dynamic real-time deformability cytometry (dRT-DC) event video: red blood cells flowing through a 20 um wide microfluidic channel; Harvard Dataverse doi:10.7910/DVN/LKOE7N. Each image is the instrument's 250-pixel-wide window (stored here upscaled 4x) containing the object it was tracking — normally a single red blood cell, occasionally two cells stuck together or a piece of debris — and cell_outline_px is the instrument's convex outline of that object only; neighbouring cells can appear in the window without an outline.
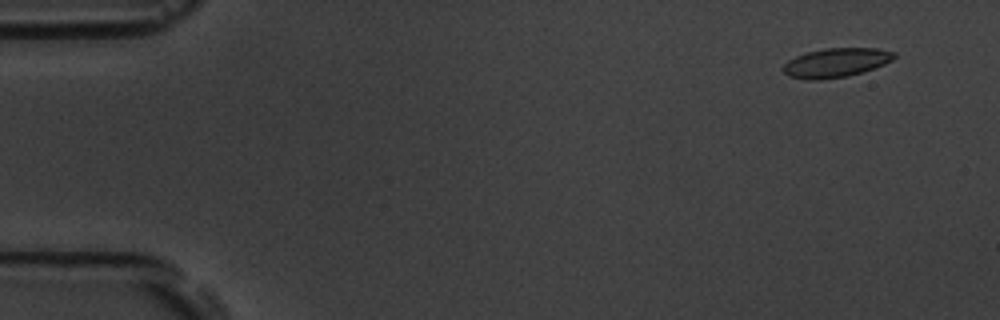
{"species": "common noctule bat (a hibernating species)", "species_latin": "Nyctalus noctula", "temperature_condition": "room temperature", "stored_images_in_passage": 51, "camera_frame_rate_fps": 3000, "um_per_image_px": 0.085, "animal": {"sex": "male", "body_mass_g": 19.5, "forearm_length_mm": 54.6}, "frame": {"image": 1, "passage_image": 1, "time_ms": 0.0, "image_size_px": [1000, 320], "cell_outline_px": [[896, 56], [892, 60], [884, 64], [848, 76], [820, 80], [804, 80], [788, 76], [780, 68], [788, 60], [796, 56], [808, 52], [824, 48], [876, 48], [896, 52]], "centroid_in_image_um": [71.02, 5.33], "position_along_channel_um": 14.0, "area_um2": 18.9}}
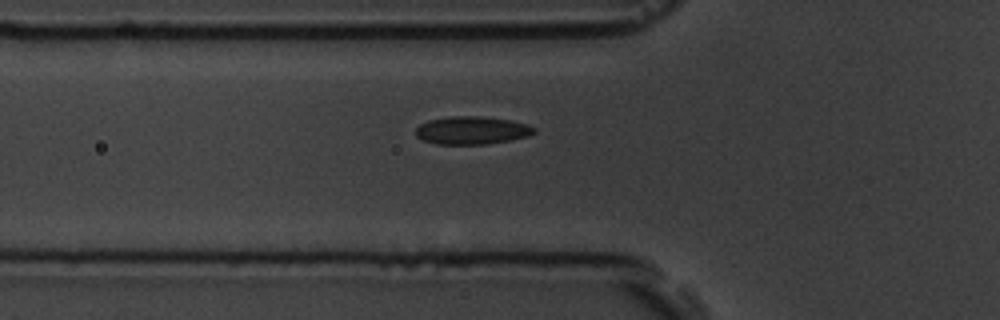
{"frame": {"image": 2, "passage_image": 16, "time_ms": 5.0, "image_size_px": [1000, 320], "cell_outline_px": [[536, 132], [528, 136], [508, 140], [484, 144], [436, 144], [424, 140], [416, 136], [416, 128], [420, 124], [428, 120], [448, 116], [480, 116], [508, 120], [528, 124], [536, 128]], "centroid_in_image_um": [40.09, 11.07], "position_along_channel_um": 85.7, "area_um2": 19.19}}
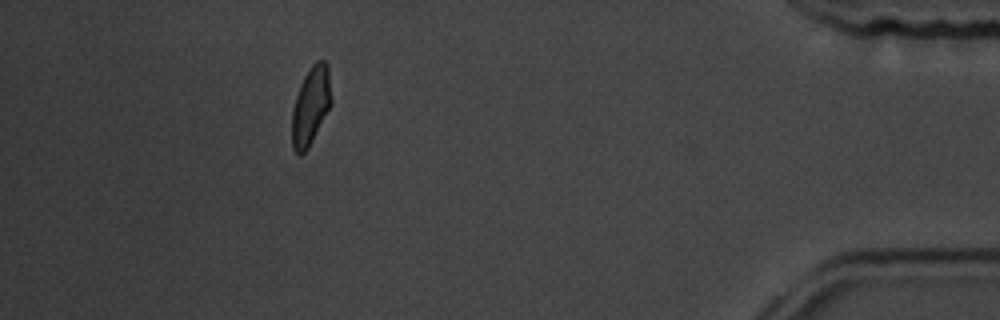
{"frame": {"image": 3, "passage_image": 46, "time_ms": 15.0, "image_size_px": [1000, 320], "cell_outline_px": [[332, 104], [308, 148], [300, 156], [292, 148], [292, 108], [300, 84], [304, 76], [312, 64], [316, 60], [324, 60], [328, 64], [332, 100]], "centroid_in_image_um": [26.42, 8.97], "position_along_channel_um": 408.8, "area_um2": 18.09}, "authors_computed_cell_mechanics": {"area_um2": 18.7272, "velocity_mm_per_s": 3.7716, "shape_relaxation_time_tau1_ms": 10.3238, "shape_relaxation_time_tau2_ms": 1.6466, "deformation_change_tau1": 0.1792, "deformation_change_tau2": 0.0839}}